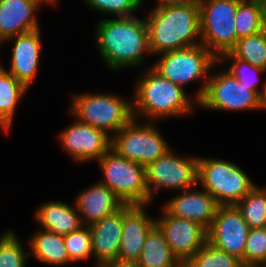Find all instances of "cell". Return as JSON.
<instances>
[{
  "instance_id": "8992f818",
  "label": "cell",
  "mask_w": 266,
  "mask_h": 267,
  "mask_svg": "<svg viewBox=\"0 0 266 267\" xmlns=\"http://www.w3.org/2000/svg\"><path fill=\"white\" fill-rule=\"evenodd\" d=\"M243 170L228 160L198 157V185L220 206L236 205L256 186Z\"/></svg>"
},
{
  "instance_id": "83f0119b",
  "label": "cell",
  "mask_w": 266,
  "mask_h": 267,
  "mask_svg": "<svg viewBox=\"0 0 266 267\" xmlns=\"http://www.w3.org/2000/svg\"><path fill=\"white\" fill-rule=\"evenodd\" d=\"M230 61V62H229ZM231 63L225 70L235 77L239 82L244 83L250 90L261 96L262 90L257 86L260 75L266 73L263 69L255 67L250 63L235 57L231 52L222 54L218 58V63Z\"/></svg>"
},
{
  "instance_id": "44dd1931",
  "label": "cell",
  "mask_w": 266,
  "mask_h": 267,
  "mask_svg": "<svg viewBox=\"0 0 266 267\" xmlns=\"http://www.w3.org/2000/svg\"><path fill=\"white\" fill-rule=\"evenodd\" d=\"M34 217L39 228L65 236L78 230L83 224L76 206L61 201H48L41 204Z\"/></svg>"
},
{
  "instance_id": "7402d4cb",
  "label": "cell",
  "mask_w": 266,
  "mask_h": 267,
  "mask_svg": "<svg viewBox=\"0 0 266 267\" xmlns=\"http://www.w3.org/2000/svg\"><path fill=\"white\" fill-rule=\"evenodd\" d=\"M28 240V247L31 249L29 252L40 262L54 267L69 266L72 263L63 236L40 228Z\"/></svg>"
},
{
  "instance_id": "30bf717a",
  "label": "cell",
  "mask_w": 266,
  "mask_h": 267,
  "mask_svg": "<svg viewBox=\"0 0 266 267\" xmlns=\"http://www.w3.org/2000/svg\"><path fill=\"white\" fill-rule=\"evenodd\" d=\"M145 168L149 204L153 203V196L160 188L181 192L198 185V157L195 155L184 158L170 149Z\"/></svg>"
},
{
  "instance_id": "e575fe53",
  "label": "cell",
  "mask_w": 266,
  "mask_h": 267,
  "mask_svg": "<svg viewBox=\"0 0 266 267\" xmlns=\"http://www.w3.org/2000/svg\"><path fill=\"white\" fill-rule=\"evenodd\" d=\"M103 267H139L137 261H123V260H115L105 264Z\"/></svg>"
},
{
  "instance_id": "d6a6232c",
  "label": "cell",
  "mask_w": 266,
  "mask_h": 267,
  "mask_svg": "<svg viewBox=\"0 0 266 267\" xmlns=\"http://www.w3.org/2000/svg\"><path fill=\"white\" fill-rule=\"evenodd\" d=\"M86 6L99 13L112 15L113 18H125L135 16L133 13L139 11L143 0H83Z\"/></svg>"
},
{
  "instance_id": "8d00e7d4",
  "label": "cell",
  "mask_w": 266,
  "mask_h": 267,
  "mask_svg": "<svg viewBox=\"0 0 266 267\" xmlns=\"http://www.w3.org/2000/svg\"><path fill=\"white\" fill-rule=\"evenodd\" d=\"M263 8V30L266 32V0L262 1Z\"/></svg>"
},
{
  "instance_id": "9a60e30c",
  "label": "cell",
  "mask_w": 266,
  "mask_h": 267,
  "mask_svg": "<svg viewBox=\"0 0 266 267\" xmlns=\"http://www.w3.org/2000/svg\"><path fill=\"white\" fill-rule=\"evenodd\" d=\"M14 40L9 68H4L28 89L34 82L40 63L42 39L40 29L10 37L4 43Z\"/></svg>"
},
{
  "instance_id": "d6986e66",
  "label": "cell",
  "mask_w": 266,
  "mask_h": 267,
  "mask_svg": "<svg viewBox=\"0 0 266 267\" xmlns=\"http://www.w3.org/2000/svg\"><path fill=\"white\" fill-rule=\"evenodd\" d=\"M44 0H0V39L41 29L37 9Z\"/></svg>"
},
{
  "instance_id": "9c48e42d",
  "label": "cell",
  "mask_w": 266,
  "mask_h": 267,
  "mask_svg": "<svg viewBox=\"0 0 266 267\" xmlns=\"http://www.w3.org/2000/svg\"><path fill=\"white\" fill-rule=\"evenodd\" d=\"M144 122L141 124L133 118L112 137L111 148L120 156L146 167L166 154L171 146L159 133L155 122Z\"/></svg>"
},
{
  "instance_id": "2e32d148",
  "label": "cell",
  "mask_w": 266,
  "mask_h": 267,
  "mask_svg": "<svg viewBox=\"0 0 266 267\" xmlns=\"http://www.w3.org/2000/svg\"><path fill=\"white\" fill-rule=\"evenodd\" d=\"M146 206L124 205L123 231L118 252L119 260L137 261L139 259L146 236L156 225V218L150 217L147 209H145Z\"/></svg>"
},
{
  "instance_id": "6da1fadb",
  "label": "cell",
  "mask_w": 266,
  "mask_h": 267,
  "mask_svg": "<svg viewBox=\"0 0 266 267\" xmlns=\"http://www.w3.org/2000/svg\"><path fill=\"white\" fill-rule=\"evenodd\" d=\"M99 54L109 70L143 65L144 54L150 55L146 19L136 16L102 19L95 27Z\"/></svg>"
},
{
  "instance_id": "ba28073f",
  "label": "cell",
  "mask_w": 266,
  "mask_h": 267,
  "mask_svg": "<svg viewBox=\"0 0 266 267\" xmlns=\"http://www.w3.org/2000/svg\"><path fill=\"white\" fill-rule=\"evenodd\" d=\"M200 35L204 45L217 59L237 43L235 16L240 0H199Z\"/></svg>"
},
{
  "instance_id": "d590c367",
  "label": "cell",
  "mask_w": 266,
  "mask_h": 267,
  "mask_svg": "<svg viewBox=\"0 0 266 267\" xmlns=\"http://www.w3.org/2000/svg\"><path fill=\"white\" fill-rule=\"evenodd\" d=\"M262 87L263 89L260 96V101H261L262 111H266V80Z\"/></svg>"
},
{
  "instance_id": "5b68a950",
  "label": "cell",
  "mask_w": 266,
  "mask_h": 267,
  "mask_svg": "<svg viewBox=\"0 0 266 267\" xmlns=\"http://www.w3.org/2000/svg\"><path fill=\"white\" fill-rule=\"evenodd\" d=\"M71 105L70 114L79 122L101 129L111 137L134 118L132 101L110 92L75 94Z\"/></svg>"
},
{
  "instance_id": "e0dca14e",
  "label": "cell",
  "mask_w": 266,
  "mask_h": 267,
  "mask_svg": "<svg viewBox=\"0 0 266 267\" xmlns=\"http://www.w3.org/2000/svg\"><path fill=\"white\" fill-rule=\"evenodd\" d=\"M219 206L208 192L196 188L179 192L163 205L171 215L189 219L206 230L209 229Z\"/></svg>"
},
{
  "instance_id": "74e56055",
  "label": "cell",
  "mask_w": 266,
  "mask_h": 267,
  "mask_svg": "<svg viewBox=\"0 0 266 267\" xmlns=\"http://www.w3.org/2000/svg\"><path fill=\"white\" fill-rule=\"evenodd\" d=\"M175 267H191L188 262H179Z\"/></svg>"
},
{
  "instance_id": "4dcf8cb0",
  "label": "cell",
  "mask_w": 266,
  "mask_h": 267,
  "mask_svg": "<svg viewBox=\"0 0 266 267\" xmlns=\"http://www.w3.org/2000/svg\"><path fill=\"white\" fill-rule=\"evenodd\" d=\"M63 237L72 263L88 260L92 256L90 226L82 225L78 230Z\"/></svg>"
},
{
  "instance_id": "836d02e7",
  "label": "cell",
  "mask_w": 266,
  "mask_h": 267,
  "mask_svg": "<svg viewBox=\"0 0 266 267\" xmlns=\"http://www.w3.org/2000/svg\"><path fill=\"white\" fill-rule=\"evenodd\" d=\"M198 1L199 0H156L157 6H155V8H160V7L168 6V5L199 3Z\"/></svg>"
},
{
  "instance_id": "ab89813d",
  "label": "cell",
  "mask_w": 266,
  "mask_h": 267,
  "mask_svg": "<svg viewBox=\"0 0 266 267\" xmlns=\"http://www.w3.org/2000/svg\"><path fill=\"white\" fill-rule=\"evenodd\" d=\"M3 44V41L0 39V47H1V45ZM3 65H1V63H0V68L2 67Z\"/></svg>"
},
{
  "instance_id": "4fadbf2b",
  "label": "cell",
  "mask_w": 266,
  "mask_h": 267,
  "mask_svg": "<svg viewBox=\"0 0 266 267\" xmlns=\"http://www.w3.org/2000/svg\"><path fill=\"white\" fill-rule=\"evenodd\" d=\"M249 231L250 227L235 205L219 206L207 230V242L241 260Z\"/></svg>"
},
{
  "instance_id": "4316f807",
  "label": "cell",
  "mask_w": 266,
  "mask_h": 267,
  "mask_svg": "<svg viewBox=\"0 0 266 267\" xmlns=\"http://www.w3.org/2000/svg\"><path fill=\"white\" fill-rule=\"evenodd\" d=\"M235 57L266 71V32L240 38L230 51Z\"/></svg>"
},
{
  "instance_id": "1f68e13d",
  "label": "cell",
  "mask_w": 266,
  "mask_h": 267,
  "mask_svg": "<svg viewBox=\"0 0 266 267\" xmlns=\"http://www.w3.org/2000/svg\"><path fill=\"white\" fill-rule=\"evenodd\" d=\"M265 259L266 227L250 229L241 262L244 267H260Z\"/></svg>"
},
{
  "instance_id": "603a6c76",
  "label": "cell",
  "mask_w": 266,
  "mask_h": 267,
  "mask_svg": "<svg viewBox=\"0 0 266 267\" xmlns=\"http://www.w3.org/2000/svg\"><path fill=\"white\" fill-rule=\"evenodd\" d=\"M28 88L4 68H0V128L9 133L16 108Z\"/></svg>"
},
{
  "instance_id": "52a82bcc",
  "label": "cell",
  "mask_w": 266,
  "mask_h": 267,
  "mask_svg": "<svg viewBox=\"0 0 266 267\" xmlns=\"http://www.w3.org/2000/svg\"><path fill=\"white\" fill-rule=\"evenodd\" d=\"M101 183L113 191L124 204L149 206L145 166L120 156L110 148L99 160Z\"/></svg>"
},
{
  "instance_id": "3957f363",
  "label": "cell",
  "mask_w": 266,
  "mask_h": 267,
  "mask_svg": "<svg viewBox=\"0 0 266 267\" xmlns=\"http://www.w3.org/2000/svg\"><path fill=\"white\" fill-rule=\"evenodd\" d=\"M135 87L131 98L135 119L145 117V121L156 122L163 118H177L193 114L198 106L185 89L163 77L152 66L139 77Z\"/></svg>"
},
{
  "instance_id": "484cf974",
  "label": "cell",
  "mask_w": 266,
  "mask_h": 267,
  "mask_svg": "<svg viewBox=\"0 0 266 267\" xmlns=\"http://www.w3.org/2000/svg\"><path fill=\"white\" fill-rule=\"evenodd\" d=\"M235 206L250 229L266 227V187L256 185Z\"/></svg>"
},
{
  "instance_id": "f546056e",
  "label": "cell",
  "mask_w": 266,
  "mask_h": 267,
  "mask_svg": "<svg viewBox=\"0 0 266 267\" xmlns=\"http://www.w3.org/2000/svg\"><path fill=\"white\" fill-rule=\"evenodd\" d=\"M188 264L191 267H244L239 258L208 242L193 255Z\"/></svg>"
},
{
  "instance_id": "d4e9b609",
  "label": "cell",
  "mask_w": 266,
  "mask_h": 267,
  "mask_svg": "<svg viewBox=\"0 0 266 267\" xmlns=\"http://www.w3.org/2000/svg\"><path fill=\"white\" fill-rule=\"evenodd\" d=\"M234 19L237 39L261 32L263 30L262 1L240 0Z\"/></svg>"
},
{
  "instance_id": "f1b7e54d",
  "label": "cell",
  "mask_w": 266,
  "mask_h": 267,
  "mask_svg": "<svg viewBox=\"0 0 266 267\" xmlns=\"http://www.w3.org/2000/svg\"><path fill=\"white\" fill-rule=\"evenodd\" d=\"M17 237L16 233L10 229L3 232L0 237V267H25L27 265L26 260L31 253L25 251L23 242Z\"/></svg>"
},
{
  "instance_id": "8fae6325",
  "label": "cell",
  "mask_w": 266,
  "mask_h": 267,
  "mask_svg": "<svg viewBox=\"0 0 266 267\" xmlns=\"http://www.w3.org/2000/svg\"><path fill=\"white\" fill-rule=\"evenodd\" d=\"M198 107L220 111L262 110L260 96L225 69L215 74L210 72Z\"/></svg>"
},
{
  "instance_id": "277c9868",
  "label": "cell",
  "mask_w": 266,
  "mask_h": 267,
  "mask_svg": "<svg viewBox=\"0 0 266 267\" xmlns=\"http://www.w3.org/2000/svg\"><path fill=\"white\" fill-rule=\"evenodd\" d=\"M159 59L152 67L172 83L183 89L189 83L203 80L195 93V101H199L205 92L207 81L218 59L202 44L159 54ZM213 67V68H212Z\"/></svg>"
},
{
  "instance_id": "7a4b0ae2",
  "label": "cell",
  "mask_w": 266,
  "mask_h": 267,
  "mask_svg": "<svg viewBox=\"0 0 266 267\" xmlns=\"http://www.w3.org/2000/svg\"><path fill=\"white\" fill-rule=\"evenodd\" d=\"M145 19L153 55L201 44L199 3L151 8Z\"/></svg>"
},
{
  "instance_id": "cb8c5ba5",
  "label": "cell",
  "mask_w": 266,
  "mask_h": 267,
  "mask_svg": "<svg viewBox=\"0 0 266 267\" xmlns=\"http://www.w3.org/2000/svg\"><path fill=\"white\" fill-rule=\"evenodd\" d=\"M179 262L172 253L163 232L155 225L146 236L137 260L139 267H175Z\"/></svg>"
},
{
  "instance_id": "7c38bea8",
  "label": "cell",
  "mask_w": 266,
  "mask_h": 267,
  "mask_svg": "<svg viewBox=\"0 0 266 267\" xmlns=\"http://www.w3.org/2000/svg\"><path fill=\"white\" fill-rule=\"evenodd\" d=\"M63 151L77 161H98L111 148L112 137L101 129L75 121L57 136Z\"/></svg>"
},
{
  "instance_id": "5bb4252c",
  "label": "cell",
  "mask_w": 266,
  "mask_h": 267,
  "mask_svg": "<svg viewBox=\"0 0 266 267\" xmlns=\"http://www.w3.org/2000/svg\"><path fill=\"white\" fill-rule=\"evenodd\" d=\"M156 225L180 262H188L207 242V230L204 227L189 219L171 215L163 206Z\"/></svg>"
},
{
  "instance_id": "ffe728a7",
  "label": "cell",
  "mask_w": 266,
  "mask_h": 267,
  "mask_svg": "<svg viewBox=\"0 0 266 267\" xmlns=\"http://www.w3.org/2000/svg\"><path fill=\"white\" fill-rule=\"evenodd\" d=\"M76 209L83 225H91L111 215L125 204L106 185L100 181L84 189L75 198Z\"/></svg>"
},
{
  "instance_id": "f35d334b",
  "label": "cell",
  "mask_w": 266,
  "mask_h": 267,
  "mask_svg": "<svg viewBox=\"0 0 266 267\" xmlns=\"http://www.w3.org/2000/svg\"><path fill=\"white\" fill-rule=\"evenodd\" d=\"M49 5H56L59 0H44Z\"/></svg>"
},
{
  "instance_id": "60d3db41",
  "label": "cell",
  "mask_w": 266,
  "mask_h": 267,
  "mask_svg": "<svg viewBox=\"0 0 266 267\" xmlns=\"http://www.w3.org/2000/svg\"><path fill=\"white\" fill-rule=\"evenodd\" d=\"M260 267H266V259H265L264 263Z\"/></svg>"
},
{
  "instance_id": "ac0fdd59",
  "label": "cell",
  "mask_w": 266,
  "mask_h": 267,
  "mask_svg": "<svg viewBox=\"0 0 266 267\" xmlns=\"http://www.w3.org/2000/svg\"><path fill=\"white\" fill-rule=\"evenodd\" d=\"M124 206L92 223L91 245L92 257L96 260L94 267H103L105 264L118 259L123 231Z\"/></svg>"
}]
</instances>
